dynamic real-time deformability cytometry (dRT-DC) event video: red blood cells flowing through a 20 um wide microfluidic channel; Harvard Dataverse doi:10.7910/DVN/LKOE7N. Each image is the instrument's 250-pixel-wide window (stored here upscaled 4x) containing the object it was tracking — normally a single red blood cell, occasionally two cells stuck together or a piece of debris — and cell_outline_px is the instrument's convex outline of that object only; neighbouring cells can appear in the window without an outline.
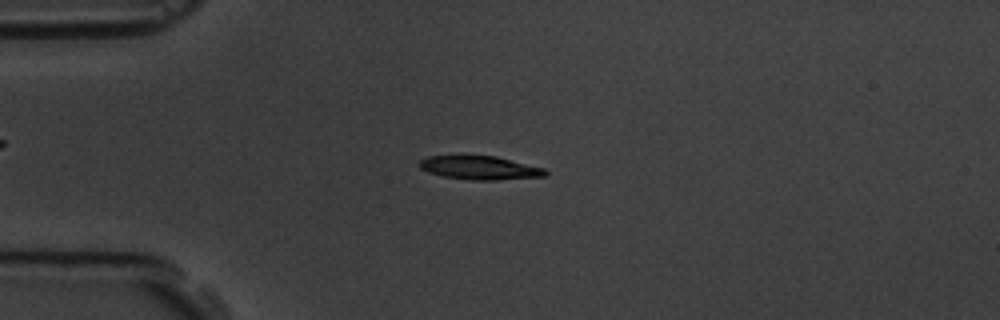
{"species": "common noctule bat (a hibernating species)", "species_latin": "Nyctalus noctula", "temperature_condition": "room temperature", "stored_images_in_passage": 7, "camera_frame_rate_fps": 3000, "um_per_image_px": 0.085, "animal": {"sex": "male", "body_mass_g": 19.5, "forearm_length_mm": 54.6}, "frame": {"image": 1, "passage_image": 4, "time_ms": 3.333, "image_size_px": [1000, 320], "cell_outline_px": [[548, 172], [544, 176], [496, 180], [472, 180], [440, 176], [428, 172], [420, 168], [416, 164], [420, 160], [428, 156], [496, 156], [544, 168]], "centroid_in_image_um": [40.74, 14.26], "position_along_channel_um": 44.3, "area_um2": 17.28}}
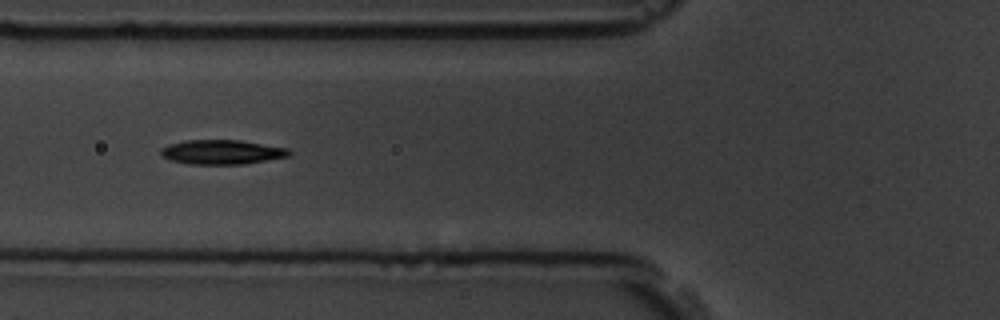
{"frame": {"image": 2, "passage_image": 6, "time_ms": 5.667, "image_size_px": [1000, 320], "cell_outline_px": [[292, 152], [288, 156], [240, 164], [192, 164], [172, 160], [160, 156], [160, 148], [168, 144], [184, 140], [240, 140], [288, 148]], "centroid_in_image_um": [18.81, 12.91], "position_along_channel_um": 107.0, "area_um2": 18.15}}
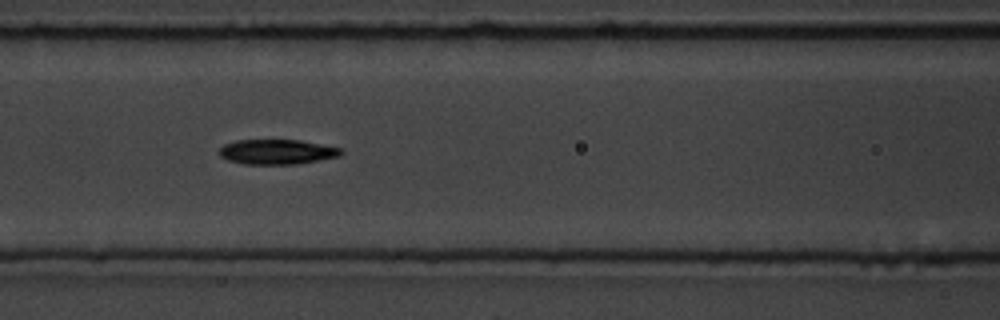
{"frame": {"image": 3, "passage_image": 7, "time_ms": 6.667, "image_size_px": [1000, 320], "cell_outline_px": [[344, 152], [340, 156], [296, 164], [244, 164], [228, 160], [220, 156], [220, 148], [224, 144], [236, 140], [300, 140], [344, 148]], "centroid_in_image_um": [23.58, 12.9], "position_along_channel_um": 143.0, "area_um2": 17.74}}